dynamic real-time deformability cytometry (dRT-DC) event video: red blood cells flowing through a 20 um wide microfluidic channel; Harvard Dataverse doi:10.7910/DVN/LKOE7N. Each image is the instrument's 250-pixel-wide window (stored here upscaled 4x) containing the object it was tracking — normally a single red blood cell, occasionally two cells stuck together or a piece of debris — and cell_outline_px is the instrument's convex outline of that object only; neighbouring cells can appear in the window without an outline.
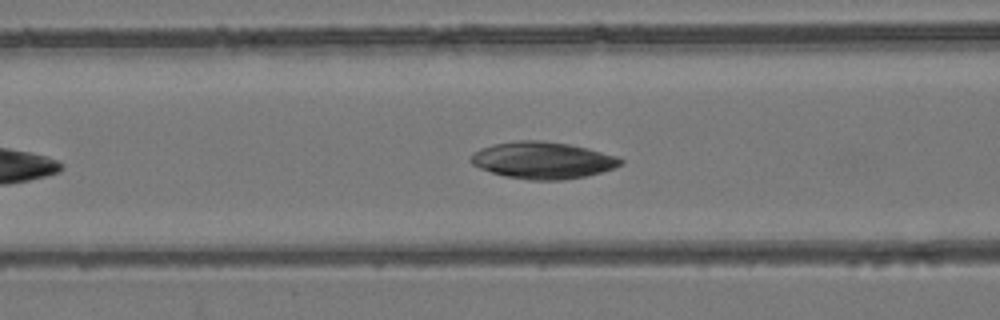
{"species": "common noctule bat (a hibernating species)", "species_latin": "Nyctalus noctula", "temperature_condition": "room temperature", "stored_images_in_passage": 36, "camera_frame_rate_fps": 3000, "um_per_image_px": 0.085, "animal": {"sex": "female", "body_mass_g": 24.6, "forearm_length_mm": 56.2}, "frame": {"image": 1, "passage_image": 11, "time_ms": 3.333, "image_size_px": [1000, 320], "cell_outline_px": [[624, 160], [620, 164], [612, 168], [600, 172], [584, 176], [560, 180], [528, 180], [504, 176], [480, 168], [472, 164], [468, 160], [472, 152], [480, 148], [492, 144], [520, 140], [540, 140], [568, 144], [588, 148], [620, 156]], "centroid_in_image_um": [46.09, 13.61], "position_along_channel_um": 120.5, "area_um2": 32.25}}
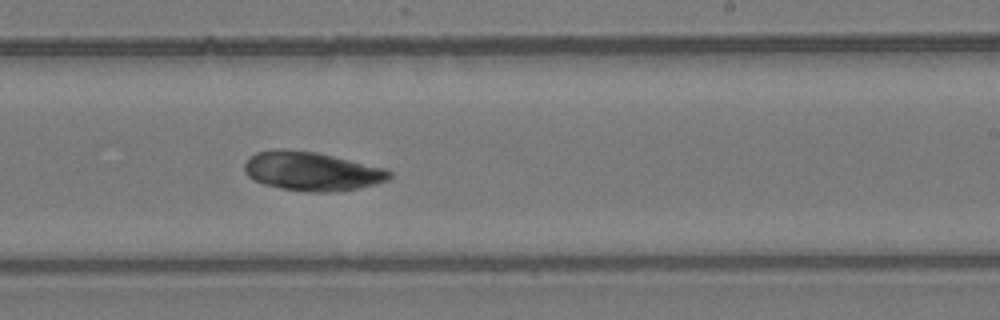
{"frame": {"image": 2, "passage_image": 22, "time_ms": 7.0, "image_size_px": [1000, 320], "cell_outline_px": [[392, 176], [388, 180], [376, 184], [356, 188], [332, 192], [308, 192], [284, 188], [264, 184], [248, 176], [244, 172], [244, 164], [256, 152], [276, 148], [284, 148], [316, 152], [388, 168], [392, 172]], "centroid_in_image_um": [26.54, 14.54], "position_along_channel_um": 262.5, "area_um2": 32.95}}
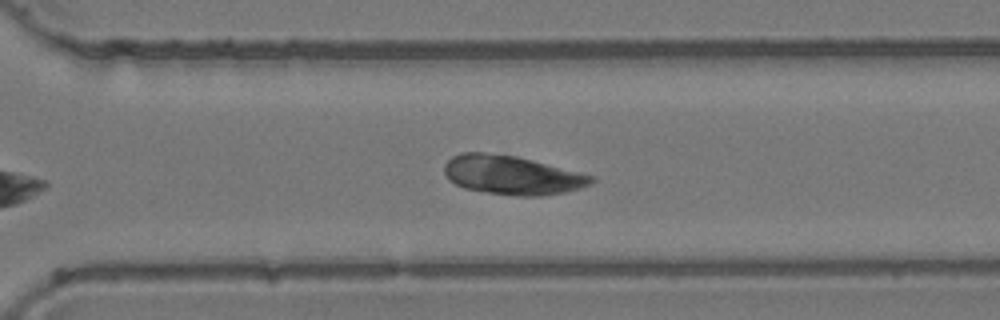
{"frame": {"image": 3, "passage_image": 27, "time_ms": 8.667, "image_size_px": [1000, 320], "cell_outline_px": [[596, 180], [592, 184], [580, 188], [564, 192], [540, 196], [516, 196], [488, 192], [464, 188], [448, 180], [444, 172], [444, 164], [452, 156], [460, 152], [484, 152], [516, 156], [596, 176]], "centroid_in_image_um": [43.52, 14.88], "position_along_channel_um": 327.1, "area_um2": 33.47}}